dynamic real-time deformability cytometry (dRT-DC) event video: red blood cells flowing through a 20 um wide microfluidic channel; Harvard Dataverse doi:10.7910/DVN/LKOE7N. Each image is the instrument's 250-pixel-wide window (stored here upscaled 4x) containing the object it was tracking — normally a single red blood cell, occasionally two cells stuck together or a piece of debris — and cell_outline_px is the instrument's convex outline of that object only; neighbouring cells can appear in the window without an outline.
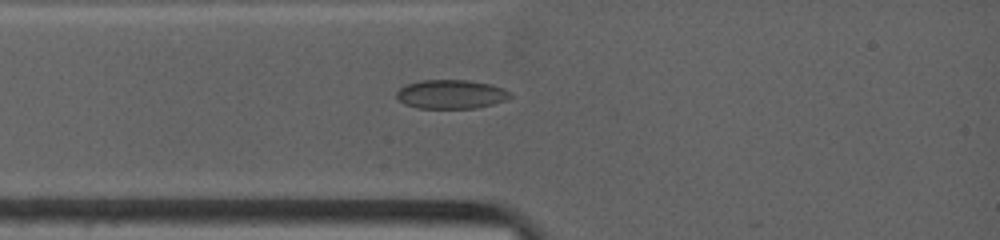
{"species": "common noctule bat (a hibernating species)", "species_latin": "Nyctalus noctula", "temperature_condition": "warm", "stored_images_in_passage": 9, "camera_frame_rate_fps": 4500, "um_per_image_px": 0.085, "animal": {"sex": "female", "body_mass_g": 19.0, "forearm_length_mm": 53.3}, "frame": {"image": 1, "passage_image": 5, "time_ms": 1.778, "image_size_px": [1000, 240], "cell_outline_px": [[512, 96], [504, 100], [492, 104], [476, 108], [416, 108], [404, 104], [396, 96], [396, 92], [400, 88], [408, 84], [420, 80], [468, 80], [488, 84], [504, 88]], "centroid_in_image_um": [38.31, 8.01], "position_along_channel_um": 46.7, "area_um2": 19.02}}
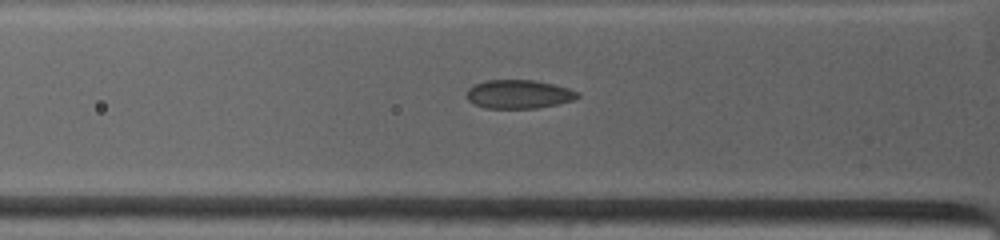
{"frame": {"image": 2, "passage_image": 7, "time_ms": 2.667, "image_size_px": [1000, 240], "cell_outline_px": [[580, 96], [572, 100], [556, 104], [536, 108], [484, 108], [468, 100], [468, 88], [484, 80], [532, 80], [552, 84], [568, 88], [580, 92]], "centroid_in_image_um": [44.1, 8.0], "position_along_channel_um": 81.7, "area_um2": 18.32}}